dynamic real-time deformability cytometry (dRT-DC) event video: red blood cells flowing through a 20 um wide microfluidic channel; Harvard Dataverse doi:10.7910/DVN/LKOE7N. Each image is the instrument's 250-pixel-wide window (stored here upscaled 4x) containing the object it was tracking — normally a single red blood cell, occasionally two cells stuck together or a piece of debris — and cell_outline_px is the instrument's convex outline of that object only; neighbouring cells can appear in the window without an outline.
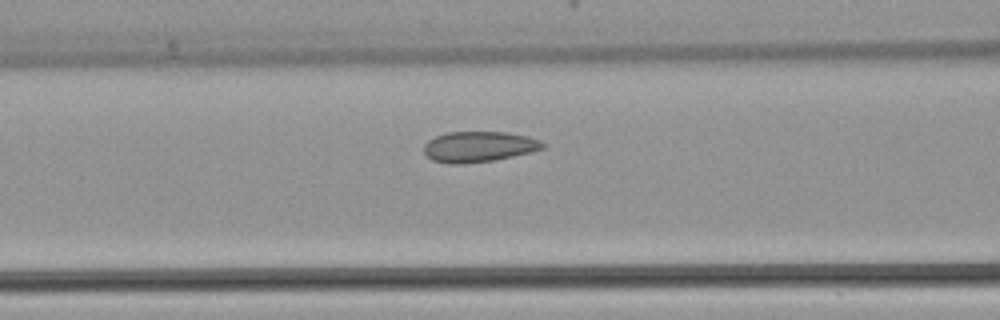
{"species": "common noctule bat (a hibernating species)", "species_latin": "Nyctalus noctula", "temperature_condition": "warm", "stored_images_in_passage": 31, "camera_frame_rate_fps": 3000, "um_per_image_px": 0.085, "animal": {"sex": "female", "body_mass_g": 22.7, "forearm_length_mm": 54.2}, "frame": {"image": 1, "passage_image": 12, "time_ms": 3.667, "image_size_px": [1000, 320], "cell_outline_px": [[544, 148], [532, 152], [492, 160], [460, 164], [452, 164], [432, 160], [424, 152], [424, 144], [428, 140], [436, 136], [448, 132], [508, 132], [528, 136], [540, 140], [544, 144]], "centroid_in_image_um": [40.7, 12.46], "position_along_channel_um": 125.9, "area_um2": 21.1}}
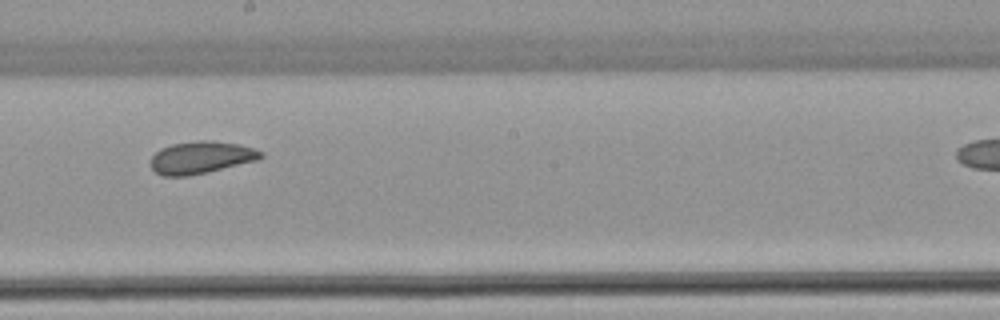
{"frame": {"image": 2, "passage_image": 19, "time_ms": 6.0, "image_size_px": [1000, 320], "cell_outline_px": [[264, 156], [256, 160], [208, 172], [188, 176], [164, 176], [156, 172], [148, 164], [152, 156], [160, 148], [172, 144], [196, 140], [212, 140], [240, 144], [264, 152]], "centroid_in_image_um": [17.06, 13.38], "position_along_channel_um": 231.1, "area_um2": 20.87}}
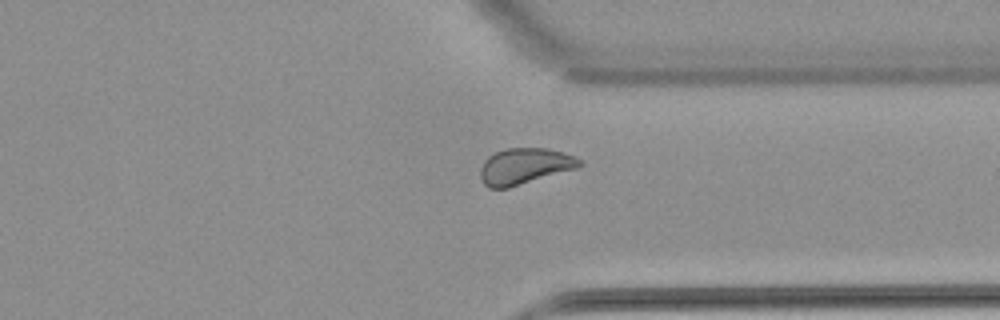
{"frame": {"image": 3, "passage_image": 28, "time_ms": 9.0, "image_size_px": [1000, 320], "cell_outline_px": [[584, 164], [576, 168], [508, 188], [488, 188], [484, 184], [480, 176], [480, 168], [484, 160], [488, 156], [496, 152], [508, 148], [548, 148], [572, 156], [580, 160]], "centroid_in_image_um": [44.55, 14.13], "position_along_channel_um": 366.9, "area_um2": 20.63}}